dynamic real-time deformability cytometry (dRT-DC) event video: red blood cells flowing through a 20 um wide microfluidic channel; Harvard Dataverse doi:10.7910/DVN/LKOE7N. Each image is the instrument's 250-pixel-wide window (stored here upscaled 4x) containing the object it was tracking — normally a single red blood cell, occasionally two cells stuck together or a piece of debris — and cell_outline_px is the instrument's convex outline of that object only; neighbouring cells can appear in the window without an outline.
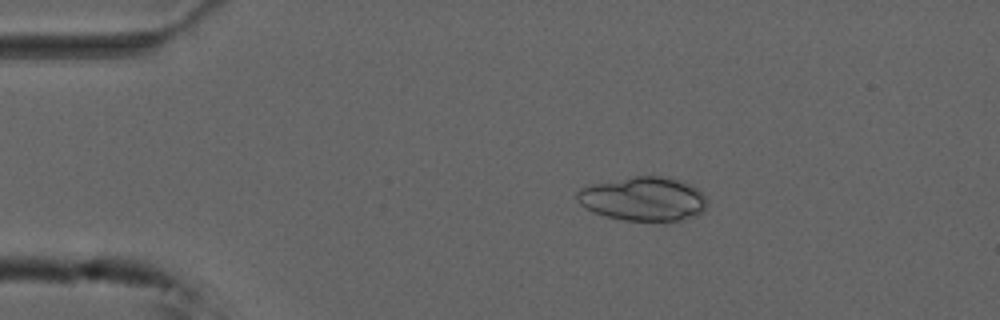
{"species": "common noctule bat (a hibernating species)", "species_latin": "Nyctalus noctula", "temperature_condition": "cold", "stored_images_in_passage": 45, "camera_frame_rate_fps": 3000, "um_per_image_px": 0.085, "animal": {"sex": "male", "forearm_length_mm": 52.5}, "frame": {"image": 1, "passage_image": 1, "time_ms": 0.0, "image_size_px": [1000, 320], "cell_outline_px": [[708, 204], [704, 212], [680, 220], [624, 220], [604, 216], [592, 212], [584, 208], [576, 200], [576, 192], [580, 188], [588, 184], [632, 176], [660, 176], [680, 180], [692, 184], [704, 192], [708, 200]], "centroid_in_image_um": [54.68, 16.89], "position_along_channel_um": 30.3, "area_um2": 33.93}}